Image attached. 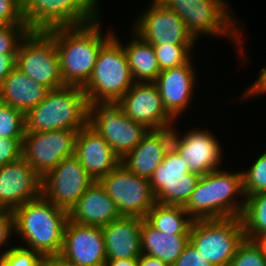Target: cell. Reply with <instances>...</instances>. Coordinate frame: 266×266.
<instances>
[{"label":"cell","mask_w":266,"mask_h":266,"mask_svg":"<svg viewBox=\"0 0 266 266\" xmlns=\"http://www.w3.org/2000/svg\"><path fill=\"white\" fill-rule=\"evenodd\" d=\"M16 245L5 249L0 266H41L42 256L38 252Z\"/></svg>","instance_id":"cell-34"},{"label":"cell","mask_w":266,"mask_h":266,"mask_svg":"<svg viewBox=\"0 0 266 266\" xmlns=\"http://www.w3.org/2000/svg\"><path fill=\"white\" fill-rule=\"evenodd\" d=\"M195 69L191 58L182 66L161 71L154 82L158 86L165 110L174 120L191 108V100H194L192 98L198 84Z\"/></svg>","instance_id":"cell-20"},{"label":"cell","mask_w":266,"mask_h":266,"mask_svg":"<svg viewBox=\"0 0 266 266\" xmlns=\"http://www.w3.org/2000/svg\"><path fill=\"white\" fill-rule=\"evenodd\" d=\"M15 67L49 90L64 86L54 40L45 31H30L20 42Z\"/></svg>","instance_id":"cell-10"},{"label":"cell","mask_w":266,"mask_h":266,"mask_svg":"<svg viewBox=\"0 0 266 266\" xmlns=\"http://www.w3.org/2000/svg\"><path fill=\"white\" fill-rule=\"evenodd\" d=\"M0 25H26L21 0H0Z\"/></svg>","instance_id":"cell-36"},{"label":"cell","mask_w":266,"mask_h":266,"mask_svg":"<svg viewBox=\"0 0 266 266\" xmlns=\"http://www.w3.org/2000/svg\"><path fill=\"white\" fill-rule=\"evenodd\" d=\"M134 83L122 42L113 34L99 50L93 73L82 89L88 102H118Z\"/></svg>","instance_id":"cell-6"},{"label":"cell","mask_w":266,"mask_h":266,"mask_svg":"<svg viewBox=\"0 0 266 266\" xmlns=\"http://www.w3.org/2000/svg\"><path fill=\"white\" fill-rule=\"evenodd\" d=\"M29 32L27 25H0V55L17 54L20 42Z\"/></svg>","instance_id":"cell-35"},{"label":"cell","mask_w":266,"mask_h":266,"mask_svg":"<svg viewBox=\"0 0 266 266\" xmlns=\"http://www.w3.org/2000/svg\"><path fill=\"white\" fill-rule=\"evenodd\" d=\"M100 18L90 24L45 31L55 43L64 85L83 88L90 79L98 52L114 31L101 32Z\"/></svg>","instance_id":"cell-1"},{"label":"cell","mask_w":266,"mask_h":266,"mask_svg":"<svg viewBox=\"0 0 266 266\" xmlns=\"http://www.w3.org/2000/svg\"><path fill=\"white\" fill-rule=\"evenodd\" d=\"M133 38L122 44L134 82H155L161 72L152 44L144 41L134 31Z\"/></svg>","instance_id":"cell-27"},{"label":"cell","mask_w":266,"mask_h":266,"mask_svg":"<svg viewBox=\"0 0 266 266\" xmlns=\"http://www.w3.org/2000/svg\"><path fill=\"white\" fill-rule=\"evenodd\" d=\"M152 227L173 235H189L194 219L183 206L156 202L144 218Z\"/></svg>","instance_id":"cell-28"},{"label":"cell","mask_w":266,"mask_h":266,"mask_svg":"<svg viewBox=\"0 0 266 266\" xmlns=\"http://www.w3.org/2000/svg\"><path fill=\"white\" fill-rule=\"evenodd\" d=\"M241 219L246 239L260 241L266 235V192L245 198Z\"/></svg>","instance_id":"cell-29"},{"label":"cell","mask_w":266,"mask_h":266,"mask_svg":"<svg viewBox=\"0 0 266 266\" xmlns=\"http://www.w3.org/2000/svg\"><path fill=\"white\" fill-rule=\"evenodd\" d=\"M74 155L94 181H99L121 163L110 145L89 124L78 131Z\"/></svg>","instance_id":"cell-21"},{"label":"cell","mask_w":266,"mask_h":266,"mask_svg":"<svg viewBox=\"0 0 266 266\" xmlns=\"http://www.w3.org/2000/svg\"><path fill=\"white\" fill-rule=\"evenodd\" d=\"M172 266H214L189 242Z\"/></svg>","instance_id":"cell-38"},{"label":"cell","mask_w":266,"mask_h":266,"mask_svg":"<svg viewBox=\"0 0 266 266\" xmlns=\"http://www.w3.org/2000/svg\"><path fill=\"white\" fill-rule=\"evenodd\" d=\"M23 139L0 138V167L22 157Z\"/></svg>","instance_id":"cell-37"},{"label":"cell","mask_w":266,"mask_h":266,"mask_svg":"<svg viewBox=\"0 0 266 266\" xmlns=\"http://www.w3.org/2000/svg\"><path fill=\"white\" fill-rule=\"evenodd\" d=\"M244 239L241 217L196 219L189 231V242L214 266H229Z\"/></svg>","instance_id":"cell-7"},{"label":"cell","mask_w":266,"mask_h":266,"mask_svg":"<svg viewBox=\"0 0 266 266\" xmlns=\"http://www.w3.org/2000/svg\"><path fill=\"white\" fill-rule=\"evenodd\" d=\"M88 124L124 158L148 132L142 124L125 115L119 102H89Z\"/></svg>","instance_id":"cell-9"},{"label":"cell","mask_w":266,"mask_h":266,"mask_svg":"<svg viewBox=\"0 0 266 266\" xmlns=\"http://www.w3.org/2000/svg\"><path fill=\"white\" fill-rule=\"evenodd\" d=\"M95 181L74 155L62 161L42 178L41 194L67 212Z\"/></svg>","instance_id":"cell-14"},{"label":"cell","mask_w":266,"mask_h":266,"mask_svg":"<svg viewBox=\"0 0 266 266\" xmlns=\"http://www.w3.org/2000/svg\"><path fill=\"white\" fill-rule=\"evenodd\" d=\"M188 130L184 135H179L176 127H172V147L184 159L191 172L205 175L220 169L224 151L219 140L210 130Z\"/></svg>","instance_id":"cell-16"},{"label":"cell","mask_w":266,"mask_h":266,"mask_svg":"<svg viewBox=\"0 0 266 266\" xmlns=\"http://www.w3.org/2000/svg\"><path fill=\"white\" fill-rule=\"evenodd\" d=\"M99 182L121 216L144 219L156 203L149 179L131 173L121 163Z\"/></svg>","instance_id":"cell-11"},{"label":"cell","mask_w":266,"mask_h":266,"mask_svg":"<svg viewBox=\"0 0 266 266\" xmlns=\"http://www.w3.org/2000/svg\"><path fill=\"white\" fill-rule=\"evenodd\" d=\"M99 11H100V2L99 0H89Z\"/></svg>","instance_id":"cell-45"},{"label":"cell","mask_w":266,"mask_h":266,"mask_svg":"<svg viewBox=\"0 0 266 266\" xmlns=\"http://www.w3.org/2000/svg\"><path fill=\"white\" fill-rule=\"evenodd\" d=\"M60 255L75 266H104L107 258L102 227L68 220Z\"/></svg>","instance_id":"cell-18"},{"label":"cell","mask_w":266,"mask_h":266,"mask_svg":"<svg viewBox=\"0 0 266 266\" xmlns=\"http://www.w3.org/2000/svg\"><path fill=\"white\" fill-rule=\"evenodd\" d=\"M14 236V218L10 211L0 210V257L5 253L4 249L8 245L11 236Z\"/></svg>","instance_id":"cell-39"},{"label":"cell","mask_w":266,"mask_h":266,"mask_svg":"<svg viewBox=\"0 0 266 266\" xmlns=\"http://www.w3.org/2000/svg\"><path fill=\"white\" fill-rule=\"evenodd\" d=\"M104 266H138V258L107 259Z\"/></svg>","instance_id":"cell-44"},{"label":"cell","mask_w":266,"mask_h":266,"mask_svg":"<svg viewBox=\"0 0 266 266\" xmlns=\"http://www.w3.org/2000/svg\"><path fill=\"white\" fill-rule=\"evenodd\" d=\"M49 91L15 67L0 84V102L26 114L37 106Z\"/></svg>","instance_id":"cell-25"},{"label":"cell","mask_w":266,"mask_h":266,"mask_svg":"<svg viewBox=\"0 0 266 266\" xmlns=\"http://www.w3.org/2000/svg\"><path fill=\"white\" fill-rule=\"evenodd\" d=\"M142 218L126 217L102 227L107 259L139 258Z\"/></svg>","instance_id":"cell-24"},{"label":"cell","mask_w":266,"mask_h":266,"mask_svg":"<svg viewBox=\"0 0 266 266\" xmlns=\"http://www.w3.org/2000/svg\"><path fill=\"white\" fill-rule=\"evenodd\" d=\"M149 4L148 9L136 18L131 32L134 31L150 44L197 46V41L176 12L167 9L158 0H152Z\"/></svg>","instance_id":"cell-15"},{"label":"cell","mask_w":266,"mask_h":266,"mask_svg":"<svg viewBox=\"0 0 266 266\" xmlns=\"http://www.w3.org/2000/svg\"><path fill=\"white\" fill-rule=\"evenodd\" d=\"M22 17L30 31H47L93 23L99 10L89 0H21Z\"/></svg>","instance_id":"cell-8"},{"label":"cell","mask_w":266,"mask_h":266,"mask_svg":"<svg viewBox=\"0 0 266 266\" xmlns=\"http://www.w3.org/2000/svg\"><path fill=\"white\" fill-rule=\"evenodd\" d=\"M167 9L176 12L184 21L188 32L196 41L203 35L220 36L235 43L237 53L244 59L247 55L242 44L243 26L227 0H158ZM230 6V7H229ZM237 44V45H236ZM245 52V53H244ZM245 55V56H244Z\"/></svg>","instance_id":"cell-4"},{"label":"cell","mask_w":266,"mask_h":266,"mask_svg":"<svg viewBox=\"0 0 266 266\" xmlns=\"http://www.w3.org/2000/svg\"><path fill=\"white\" fill-rule=\"evenodd\" d=\"M160 71L186 64L193 58L195 45L152 44ZM192 54V55H191ZM192 56V57H191Z\"/></svg>","instance_id":"cell-30"},{"label":"cell","mask_w":266,"mask_h":266,"mask_svg":"<svg viewBox=\"0 0 266 266\" xmlns=\"http://www.w3.org/2000/svg\"><path fill=\"white\" fill-rule=\"evenodd\" d=\"M243 92L244 93H242L239 97L240 101L243 99L248 100L266 93V66L260 72V75L257 76V79H255L253 84L246 88Z\"/></svg>","instance_id":"cell-40"},{"label":"cell","mask_w":266,"mask_h":266,"mask_svg":"<svg viewBox=\"0 0 266 266\" xmlns=\"http://www.w3.org/2000/svg\"><path fill=\"white\" fill-rule=\"evenodd\" d=\"M24 134L25 114L0 102V138L23 139Z\"/></svg>","instance_id":"cell-31"},{"label":"cell","mask_w":266,"mask_h":266,"mask_svg":"<svg viewBox=\"0 0 266 266\" xmlns=\"http://www.w3.org/2000/svg\"><path fill=\"white\" fill-rule=\"evenodd\" d=\"M200 177V174L191 172L184 159L171 146L149 182L156 202L184 206Z\"/></svg>","instance_id":"cell-13"},{"label":"cell","mask_w":266,"mask_h":266,"mask_svg":"<svg viewBox=\"0 0 266 266\" xmlns=\"http://www.w3.org/2000/svg\"><path fill=\"white\" fill-rule=\"evenodd\" d=\"M172 146V127L148 130L141 141L121 159L131 173L150 179Z\"/></svg>","instance_id":"cell-22"},{"label":"cell","mask_w":266,"mask_h":266,"mask_svg":"<svg viewBox=\"0 0 266 266\" xmlns=\"http://www.w3.org/2000/svg\"><path fill=\"white\" fill-rule=\"evenodd\" d=\"M89 102L81 87L64 85L25 114V132L80 131L88 124Z\"/></svg>","instance_id":"cell-5"},{"label":"cell","mask_w":266,"mask_h":266,"mask_svg":"<svg viewBox=\"0 0 266 266\" xmlns=\"http://www.w3.org/2000/svg\"><path fill=\"white\" fill-rule=\"evenodd\" d=\"M118 102L126 116L148 130L175 126V120L165 110L158 86L154 82H135Z\"/></svg>","instance_id":"cell-17"},{"label":"cell","mask_w":266,"mask_h":266,"mask_svg":"<svg viewBox=\"0 0 266 266\" xmlns=\"http://www.w3.org/2000/svg\"><path fill=\"white\" fill-rule=\"evenodd\" d=\"M42 178L21 157L0 167V210L12 212L41 195Z\"/></svg>","instance_id":"cell-19"},{"label":"cell","mask_w":266,"mask_h":266,"mask_svg":"<svg viewBox=\"0 0 266 266\" xmlns=\"http://www.w3.org/2000/svg\"><path fill=\"white\" fill-rule=\"evenodd\" d=\"M121 217L115 202L99 181H95L68 212L69 221L98 227Z\"/></svg>","instance_id":"cell-23"},{"label":"cell","mask_w":266,"mask_h":266,"mask_svg":"<svg viewBox=\"0 0 266 266\" xmlns=\"http://www.w3.org/2000/svg\"><path fill=\"white\" fill-rule=\"evenodd\" d=\"M189 243V235H173L152 227L145 219L141 224L142 254L156 257L172 266Z\"/></svg>","instance_id":"cell-26"},{"label":"cell","mask_w":266,"mask_h":266,"mask_svg":"<svg viewBox=\"0 0 266 266\" xmlns=\"http://www.w3.org/2000/svg\"><path fill=\"white\" fill-rule=\"evenodd\" d=\"M12 214L14 235L20 237V246L36 251L41 256L60 255L64 229L69 220L66 210L41 194L14 209Z\"/></svg>","instance_id":"cell-2"},{"label":"cell","mask_w":266,"mask_h":266,"mask_svg":"<svg viewBox=\"0 0 266 266\" xmlns=\"http://www.w3.org/2000/svg\"><path fill=\"white\" fill-rule=\"evenodd\" d=\"M224 169L201 175L198 180L183 206L194 220L241 217L245 207L242 172Z\"/></svg>","instance_id":"cell-3"},{"label":"cell","mask_w":266,"mask_h":266,"mask_svg":"<svg viewBox=\"0 0 266 266\" xmlns=\"http://www.w3.org/2000/svg\"><path fill=\"white\" fill-rule=\"evenodd\" d=\"M260 242L264 245V248L266 250V235L260 240Z\"/></svg>","instance_id":"cell-46"},{"label":"cell","mask_w":266,"mask_h":266,"mask_svg":"<svg viewBox=\"0 0 266 266\" xmlns=\"http://www.w3.org/2000/svg\"><path fill=\"white\" fill-rule=\"evenodd\" d=\"M229 266H266V250L260 241L244 239Z\"/></svg>","instance_id":"cell-33"},{"label":"cell","mask_w":266,"mask_h":266,"mask_svg":"<svg viewBox=\"0 0 266 266\" xmlns=\"http://www.w3.org/2000/svg\"><path fill=\"white\" fill-rule=\"evenodd\" d=\"M78 131L52 130L25 132L22 142V158L43 178L62 159L74 156Z\"/></svg>","instance_id":"cell-12"},{"label":"cell","mask_w":266,"mask_h":266,"mask_svg":"<svg viewBox=\"0 0 266 266\" xmlns=\"http://www.w3.org/2000/svg\"><path fill=\"white\" fill-rule=\"evenodd\" d=\"M16 66V54L0 55V84Z\"/></svg>","instance_id":"cell-41"},{"label":"cell","mask_w":266,"mask_h":266,"mask_svg":"<svg viewBox=\"0 0 266 266\" xmlns=\"http://www.w3.org/2000/svg\"><path fill=\"white\" fill-rule=\"evenodd\" d=\"M241 172L245 198L266 192V151L256 158L250 168Z\"/></svg>","instance_id":"cell-32"},{"label":"cell","mask_w":266,"mask_h":266,"mask_svg":"<svg viewBox=\"0 0 266 266\" xmlns=\"http://www.w3.org/2000/svg\"><path fill=\"white\" fill-rule=\"evenodd\" d=\"M41 266H75L61 255L42 256Z\"/></svg>","instance_id":"cell-42"},{"label":"cell","mask_w":266,"mask_h":266,"mask_svg":"<svg viewBox=\"0 0 266 266\" xmlns=\"http://www.w3.org/2000/svg\"><path fill=\"white\" fill-rule=\"evenodd\" d=\"M138 266H170L156 257L141 254L138 258Z\"/></svg>","instance_id":"cell-43"}]
</instances>
